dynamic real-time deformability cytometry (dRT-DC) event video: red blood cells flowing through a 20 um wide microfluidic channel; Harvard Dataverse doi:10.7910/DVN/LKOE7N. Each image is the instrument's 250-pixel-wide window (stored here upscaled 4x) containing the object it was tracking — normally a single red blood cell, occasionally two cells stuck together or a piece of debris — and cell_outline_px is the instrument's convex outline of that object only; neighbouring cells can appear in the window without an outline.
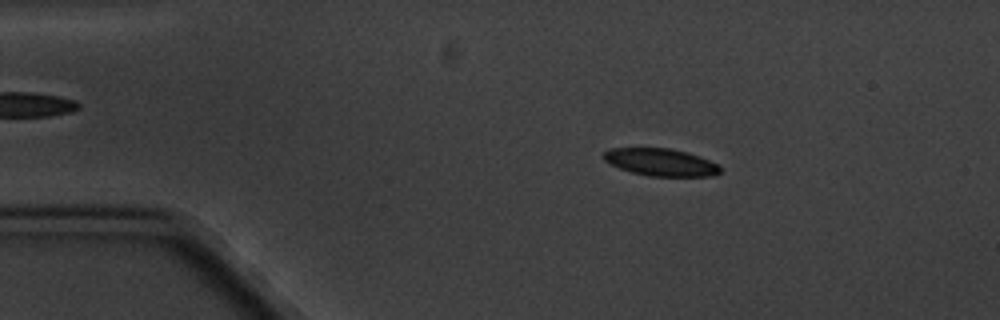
{"species": "common noctule bat (a hibernating species)", "species_latin": "Nyctalus noctula", "temperature_condition": "cold", "stored_images_in_passage": 5, "camera_frame_rate_fps": 3000, "um_per_image_px": 0.085, "animal": {"sex": "male", "body_mass_g": 20.1, "forearm_length_mm": 53.5}, "frame": {"image": 1, "passage_image": 3, "time_ms": 2.333, "image_size_px": [1000, 320], "cell_outline_px": [[720, 172], [716, 176], [648, 176], [632, 172], [620, 168], [604, 160], [604, 152], [612, 148], [668, 148], [688, 152], [700, 156], [720, 164]], "centroid_in_image_um": [56.23, 13.79], "position_along_channel_um": 28.8, "area_um2": 18.61}}